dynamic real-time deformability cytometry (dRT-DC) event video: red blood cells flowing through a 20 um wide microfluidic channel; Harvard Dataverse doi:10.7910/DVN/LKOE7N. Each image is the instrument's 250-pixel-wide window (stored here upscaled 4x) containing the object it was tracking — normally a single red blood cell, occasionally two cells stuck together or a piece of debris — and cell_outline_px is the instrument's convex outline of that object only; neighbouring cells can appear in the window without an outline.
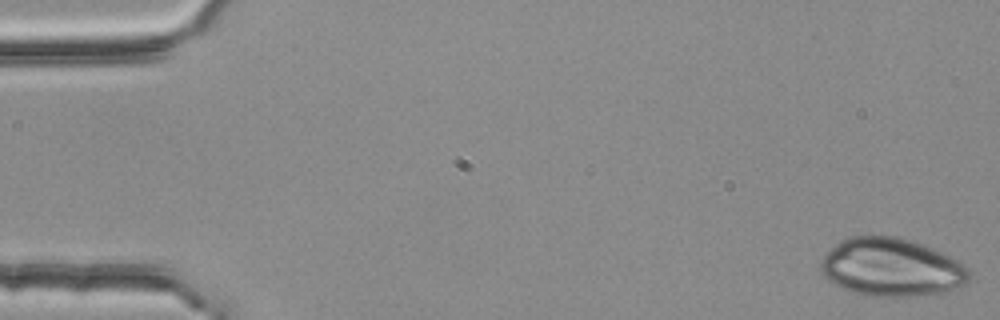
{"species": "common noctule bat (a hibernating species)", "species_latin": "Nyctalus noctula", "temperature_condition": "room temperature", "stored_images_in_passage": 50, "camera_frame_rate_fps": 3000, "um_per_image_px": 0.085, "animal": {"sex": "female", "body_mass_g": 25.1}, "frame": {"image": 1, "passage_image": 1, "time_ms": 0.0, "image_size_px": [1000, 320], "cell_outline_px": [[972, 272], [968, 280], [964, 284], [944, 292], [916, 296], [860, 296], [828, 280], [820, 272], [820, 260], [840, 240], [852, 236], [896, 236], [924, 244], [964, 264]], "centroid_in_image_um": [75.76, 22.73], "position_along_channel_um": 9.2, "area_um2": 50.29}}
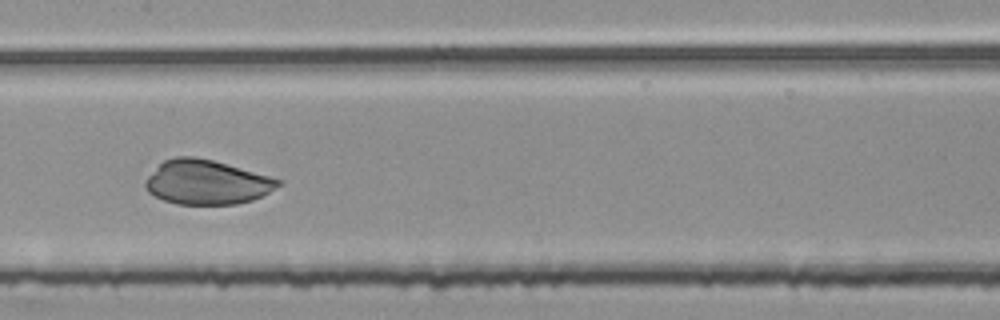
{"frame": {"image": 2, "passage_image": 27, "time_ms": 8.667, "image_size_px": [1000, 320], "cell_outline_px": [[284, 180], [280, 184], [268, 192], [252, 200], [236, 204], [176, 204], [164, 200], [148, 192], [144, 184], [148, 176], [164, 160], [176, 156], [192, 156], [212, 160]], "centroid_in_image_um": [17.56, 15.49], "position_along_channel_um": 189.8, "area_um2": 33.99}}
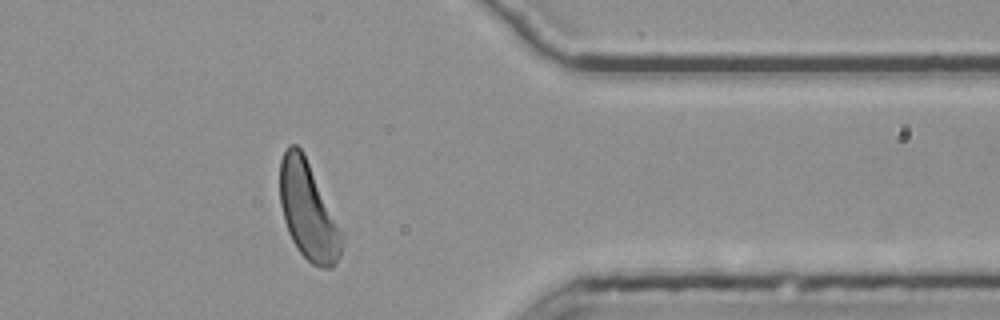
{"frame": {"image": 3, "passage_image": 44, "time_ms": 14.333, "image_size_px": [1000, 320], "cell_outline_px": [[340, 256], [336, 264], [332, 268], [320, 268], [312, 264], [300, 252], [292, 240], [288, 232], [284, 220], [280, 204], [280, 160], [288, 144], [296, 144], [300, 148], [308, 164], [340, 232]], "centroid_in_image_um": [26.12, 17.95], "position_along_channel_um": 385.3, "area_um2": 33.76}}